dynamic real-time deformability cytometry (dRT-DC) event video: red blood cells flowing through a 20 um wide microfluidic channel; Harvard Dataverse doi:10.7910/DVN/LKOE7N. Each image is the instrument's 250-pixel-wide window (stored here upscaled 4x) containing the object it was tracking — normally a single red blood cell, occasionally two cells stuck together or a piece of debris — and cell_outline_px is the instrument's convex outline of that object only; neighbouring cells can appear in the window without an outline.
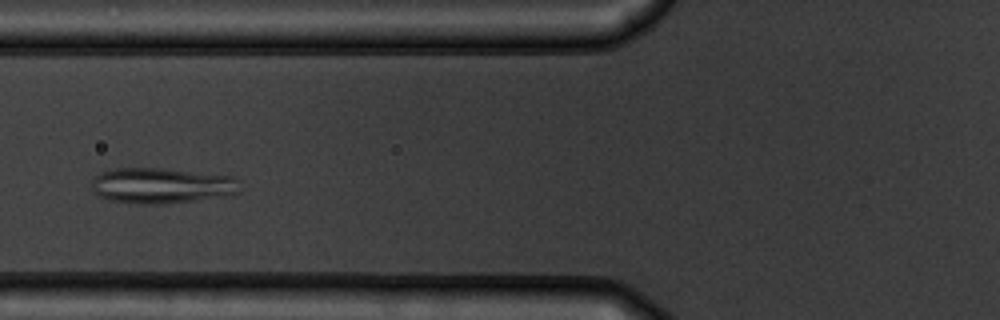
{"species": "common noctule bat (a hibernating species)", "species_latin": "Nyctalus noctula", "temperature_condition": "warm", "stored_images_in_passage": 47, "camera_frame_rate_fps": 3000, "um_per_image_px": 0.085, "animal": {"sex": "male", "body_mass_g": 19.5, "forearm_length_mm": 54.6}, "frame": {"image": 1, "passage_image": 14, "time_ms": 4.333, "image_size_px": [1000, 320], "cell_outline_px": [[236, 192], [196, 200], [160, 204], [140, 204], [112, 200], [100, 196], [92, 192], [92, 180], [100, 172], [116, 168], [160, 168], [232, 176], [236, 180]], "centroid_in_image_um": [13.61, 15.76], "position_along_channel_um": 112.2, "area_um2": 30.06}}
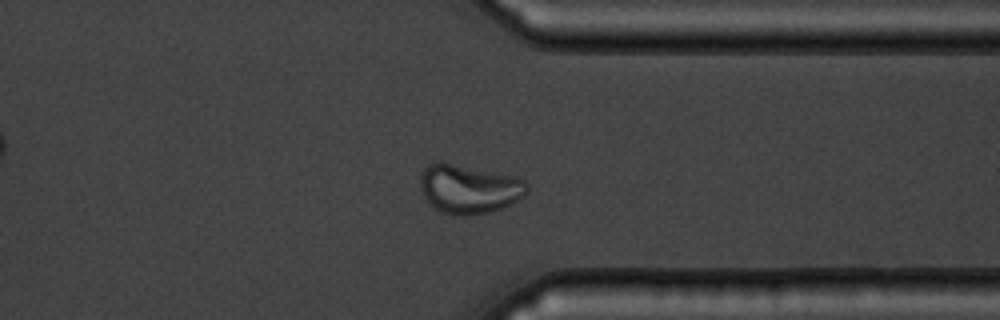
{"frame": {"image": 2, "passage_image": 35, "time_ms": 11.333, "image_size_px": [1000, 320], "cell_outline_px": [[528, 192], [524, 196], [500, 208], [488, 212], [468, 216], [452, 216], [440, 212], [424, 196], [420, 188], [420, 176], [424, 168], [428, 164], [452, 164], [520, 176], [528, 184]], "centroid_in_image_um": [39.9, 16.08], "position_along_channel_um": 371.5, "area_um2": 30.29}}
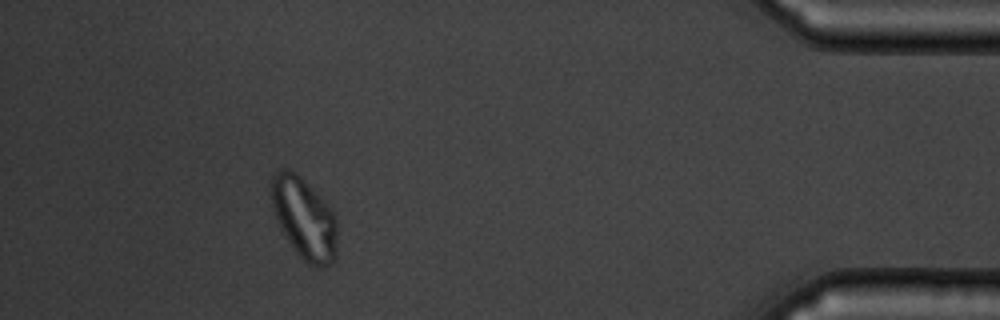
{"frame": {"image": 3, "passage_image": 42, "time_ms": 13.667, "image_size_px": [1000, 320], "cell_outline_px": [[336, 260], [332, 264], [324, 268], [316, 268], [308, 264], [292, 248], [284, 236], [280, 228], [272, 208], [268, 192], [268, 188], [272, 176], [280, 168], [288, 168], [296, 172], [300, 176], [332, 212], [336, 220]], "centroid_in_image_um": [25.8, 18.58], "position_along_channel_um": 409.4, "area_um2": 31.62}, "authors_computed_cell_mechanics": {"area_um2": 29.0734, "velocity_mm_per_s": 3.7223, "shape_relaxation_time_tau1_ms": 9.4707, "shape_relaxation_time_tau2_ms": null, "deformation_change_tau1": 0.1785, "deformation_change_tau2": null}}